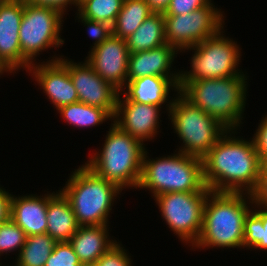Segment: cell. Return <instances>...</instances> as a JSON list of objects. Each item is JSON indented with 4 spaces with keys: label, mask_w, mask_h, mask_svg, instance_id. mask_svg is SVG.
I'll return each instance as SVG.
<instances>
[{
    "label": "cell",
    "mask_w": 267,
    "mask_h": 266,
    "mask_svg": "<svg viewBox=\"0 0 267 266\" xmlns=\"http://www.w3.org/2000/svg\"><path fill=\"white\" fill-rule=\"evenodd\" d=\"M238 133L227 130L202 158L204 182L211 191L251 194L257 187L262 160L252 138Z\"/></svg>",
    "instance_id": "6da1fadb"
},
{
    "label": "cell",
    "mask_w": 267,
    "mask_h": 266,
    "mask_svg": "<svg viewBox=\"0 0 267 266\" xmlns=\"http://www.w3.org/2000/svg\"><path fill=\"white\" fill-rule=\"evenodd\" d=\"M253 205L249 193L210 191L204 206L201 233L190 250H242L244 221Z\"/></svg>",
    "instance_id": "7a4b0ae2"
},
{
    "label": "cell",
    "mask_w": 267,
    "mask_h": 266,
    "mask_svg": "<svg viewBox=\"0 0 267 266\" xmlns=\"http://www.w3.org/2000/svg\"><path fill=\"white\" fill-rule=\"evenodd\" d=\"M247 75L242 73L232 77L189 81L180 93L228 130L241 131L248 104L250 79Z\"/></svg>",
    "instance_id": "3957f363"
},
{
    "label": "cell",
    "mask_w": 267,
    "mask_h": 266,
    "mask_svg": "<svg viewBox=\"0 0 267 266\" xmlns=\"http://www.w3.org/2000/svg\"><path fill=\"white\" fill-rule=\"evenodd\" d=\"M106 131L100 149L89 154L84 164L97 176L113 182L121 190L137 189L141 178L142 159L145 149L139 140L121 130L113 122Z\"/></svg>",
    "instance_id": "277c9868"
},
{
    "label": "cell",
    "mask_w": 267,
    "mask_h": 266,
    "mask_svg": "<svg viewBox=\"0 0 267 266\" xmlns=\"http://www.w3.org/2000/svg\"><path fill=\"white\" fill-rule=\"evenodd\" d=\"M69 175L59 190L70 202L78 225H109L110 213L123 190L97 176L84 163Z\"/></svg>",
    "instance_id": "5b68a950"
},
{
    "label": "cell",
    "mask_w": 267,
    "mask_h": 266,
    "mask_svg": "<svg viewBox=\"0 0 267 266\" xmlns=\"http://www.w3.org/2000/svg\"><path fill=\"white\" fill-rule=\"evenodd\" d=\"M147 151L143 154L138 191L147 190L152 198L169 192L211 191L204 182L202 159L176 150L153 159Z\"/></svg>",
    "instance_id": "8992f818"
},
{
    "label": "cell",
    "mask_w": 267,
    "mask_h": 266,
    "mask_svg": "<svg viewBox=\"0 0 267 266\" xmlns=\"http://www.w3.org/2000/svg\"><path fill=\"white\" fill-rule=\"evenodd\" d=\"M172 133L180 143L176 151L202 159L218 140L227 132L219 121L194 106L180 92L173 99L168 111Z\"/></svg>",
    "instance_id": "52a82bcc"
},
{
    "label": "cell",
    "mask_w": 267,
    "mask_h": 266,
    "mask_svg": "<svg viewBox=\"0 0 267 266\" xmlns=\"http://www.w3.org/2000/svg\"><path fill=\"white\" fill-rule=\"evenodd\" d=\"M225 27L216 35L197 45L184 49L182 53L192 51L189 71L180 69L179 91L189 82L201 79H217L237 76L243 71L241 64L242 47L234 38L226 36ZM246 71V72H245Z\"/></svg>",
    "instance_id": "ba28073f"
},
{
    "label": "cell",
    "mask_w": 267,
    "mask_h": 266,
    "mask_svg": "<svg viewBox=\"0 0 267 266\" xmlns=\"http://www.w3.org/2000/svg\"><path fill=\"white\" fill-rule=\"evenodd\" d=\"M64 19L66 16L55 8L24 2L19 41L22 56L31 65L41 62L37 58L40 54L50 49L58 51L64 45L65 39L61 37Z\"/></svg>",
    "instance_id": "9c48e42d"
},
{
    "label": "cell",
    "mask_w": 267,
    "mask_h": 266,
    "mask_svg": "<svg viewBox=\"0 0 267 266\" xmlns=\"http://www.w3.org/2000/svg\"><path fill=\"white\" fill-rule=\"evenodd\" d=\"M209 192H169L154 197L164 224L191 248L199 238Z\"/></svg>",
    "instance_id": "30bf717a"
},
{
    "label": "cell",
    "mask_w": 267,
    "mask_h": 266,
    "mask_svg": "<svg viewBox=\"0 0 267 266\" xmlns=\"http://www.w3.org/2000/svg\"><path fill=\"white\" fill-rule=\"evenodd\" d=\"M214 1L188 14L164 16L168 44L180 53L216 35L225 26L226 15ZM225 15V16H224Z\"/></svg>",
    "instance_id": "8fae6325"
},
{
    "label": "cell",
    "mask_w": 267,
    "mask_h": 266,
    "mask_svg": "<svg viewBox=\"0 0 267 266\" xmlns=\"http://www.w3.org/2000/svg\"><path fill=\"white\" fill-rule=\"evenodd\" d=\"M53 54L42 62L32 64L27 73L57 111L78 102V95L69 74V57Z\"/></svg>",
    "instance_id": "7c38bea8"
},
{
    "label": "cell",
    "mask_w": 267,
    "mask_h": 266,
    "mask_svg": "<svg viewBox=\"0 0 267 266\" xmlns=\"http://www.w3.org/2000/svg\"><path fill=\"white\" fill-rule=\"evenodd\" d=\"M161 111L159 106L136 103L119 93L113 123L146 146V142H154V138L161 133L160 117L163 112L166 113Z\"/></svg>",
    "instance_id": "4fadbf2b"
},
{
    "label": "cell",
    "mask_w": 267,
    "mask_h": 266,
    "mask_svg": "<svg viewBox=\"0 0 267 266\" xmlns=\"http://www.w3.org/2000/svg\"><path fill=\"white\" fill-rule=\"evenodd\" d=\"M69 74L78 95V101L105 109L114 117L120 91L104 81L86 62L69 58Z\"/></svg>",
    "instance_id": "5bb4252c"
},
{
    "label": "cell",
    "mask_w": 267,
    "mask_h": 266,
    "mask_svg": "<svg viewBox=\"0 0 267 266\" xmlns=\"http://www.w3.org/2000/svg\"><path fill=\"white\" fill-rule=\"evenodd\" d=\"M129 55L126 40L111 34L89 50L85 60L104 81L121 91L127 82Z\"/></svg>",
    "instance_id": "9a60e30c"
},
{
    "label": "cell",
    "mask_w": 267,
    "mask_h": 266,
    "mask_svg": "<svg viewBox=\"0 0 267 266\" xmlns=\"http://www.w3.org/2000/svg\"><path fill=\"white\" fill-rule=\"evenodd\" d=\"M23 13V0L0 3V61L14 76L31 66L22 56L19 41Z\"/></svg>",
    "instance_id": "2e32d148"
},
{
    "label": "cell",
    "mask_w": 267,
    "mask_h": 266,
    "mask_svg": "<svg viewBox=\"0 0 267 266\" xmlns=\"http://www.w3.org/2000/svg\"><path fill=\"white\" fill-rule=\"evenodd\" d=\"M179 82L180 77L145 76L127 81L120 93L127 100L159 106L168 114L174 96L180 92Z\"/></svg>",
    "instance_id": "e0dca14e"
},
{
    "label": "cell",
    "mask_w": 267,
    "mask_h": 266,
    "mask_svg": "<svg viewBox=\"0 0 267 266\" xmlns=\"http://www.w3.org/2000/svg\"><path fill=\"white\" fill-rule=\"evenodd\" d=\"M178 54L181 53L168 43L130 54L127 81L145 76L180 77V70L174 66Z\"/></svg>",
    "instance_id": "ac0fdd59"
},
{
    "label": "cell",
    "mask_w": 267,
    "mask_h": 266,
    "mask_svg": "<svg viewBox=\"0 0 267 266\" xmlns=\"http://www.w3.org/2000/svg\"><path fill=\"white\" fill-rule=\"evenodd\" d=\"M54 192L44 190L45 194L40 195L12 193L10 219L25 232L26 236L46 234L48 198Z\"/></svg>",
    "instance_id": "d6986e66"
},
{
    "label": "cell",
    "mask_w": 267,
    "mask_h": 266,
    "mask_svg": "<svg viewBox=\"0 0 267 266\" xmlns=\"http://www.w3.org/2000/svg\"><path fill=\"white\" fill-rule=\"evenodd\" d=\"M109 226H79L69 240L83 266L93 265L118 242L110 236Z\"/></svg>",
    "instance_id": "ffe728a7"
},
{
    "label": "cell",
    "mask_w": 267,
    "mask_h": 266,
    "mask_svg": "<svg viewBox=\"0 0 267 266\" xmlns=\"http://www.w3.org/2000/svg\"><path fill=\"white\" fill-rule=\"evenodd\" d=\"M46 233L57 242L69 241L79 225L68 199L60 190L48 198Z\"/></svg>",
    "instance_id": "44dd1931"
},
{
    "label": "cell",
    "mask_w": 267,
    "mask_h": 266,
    "mask_svg": "<svg viewBox=\"0 0 267 266\" xmlns=\"http://www.w3.org/2000/svg\"><path fill=\"white\" fill-rule=\"evenodd\" d=\"M126 40L130 54L147 51L167 43L164 14L153 12Z\"/></svg>",
    "instance_id": "7402d4cb"
},
{
    "label": "cell",
    "mask_w": 267,
    "mask_h": 266,
    "mask_svg": "<svg viewBox=\"0 0 267 266\" xmlns=\"http://www.w3.org/2000/svg\"><path fill=\"white\" fill-rule=\"evenodd\" d=\"M56 112L67 125L69 124L68 126H73V129L75 127L84 130V128L101 126L107 121L113 122V117L105 109L79 101L63 106Z\"/></svg>",
    "instance_id": "603a6c76"
},
{
    "label": "cell",
    "mask_w": 267,
    "mask_h": 266,
    "mask_svg": "<svg viewBox=\"0 0 267 266\" xmlns=\"http://www.w3.org/2000/svg\"><path fill=\"white\" fill-rule=\"evenodd\" d=\"M153 13L145 0H124L112 26V34L127 39Z\"/></svg>",
    "instance_id": "cb8c5ba5"
},
{
    "label": "cell",
    "mask_w": 267,
    "mask_h": 266,
    "mask_svg": "<svg viewBox=\"0 0 267 266\" xmlns=\"http://www.w3.org/2000/svg\"><path fill=\"white\" fill-rule=\"evenodd\" d=\"M57 241L46 234L30 235L10 266H45ZM14 264V265H13Z\"/></svg>",
    "instance_id": "d4e9b609"
},
{
    "label": "cell",
    "mask_w": 267,
    "mask_h": 266,
    "mask_svg": "<svg viewBox=\"0 0 267 266\" xmlns=\"http://www.w3.org/2000/svg\"><path fill=\"white\" fill-rule=\"evenodd\" d=\"M267 251V208L254 204L245 217L243 249Z\"/></svg>",
    "instance_id": "484cf974"
},
{
    "label": "cell",
    "mask_w": 267,
    "mask_h": 266,
    "mask_svg": "<svg viewBox=\"0 0 267 266\" xmlns=\"http://www.w3.org/2000/svg\"><path fill=\"white\" fill-rule=\"evenodd\" d=\"M123 2L124 0H84L76 11L86 19L113 26Z\"/></svg>",
    "instance_id": "4316f807"
},
{
    "label": "cell",
    "mask_w": 267,
    "mask_h": 266,
    "mask_svg": "<svg viewBox=\"0 0 267 266\" xmlns=\"http://www.w3.org/2000/svg\"><path fill=\"white\" fill-rule=\"evenodd\" d=\"M26 237L25 232L13 220L0 224V266L3 264L2 256H9L11 252L18 256Z\"/></svg>",
    "instance_id": "83f0119b"
},
{
    "label": "cell",
    "mask_w": 267,
    "mask_h": 266,
    "mask_svg": "<svg viewBox=\"0 0 267 266\" xmlns=\"http://www.w3.org/2000/svg\"><path fill=\"white\" fill-rule=\"evenodd\" d=\"M45 266H83L69 241L57 242Z\"/></svg>",
    "instance_id": "f1b7e54d"
},
{
    "label": "cell",
    "mask_w": 267,
    "mask_h": 266,
    "mask_svg": "<svg viewBox=\"0 0 267 266\" xmlns=\"http://www.w3.org/2000/svg\"><path fill=\"white\" fill-rule=\"evenodd\" d=\"M75 18L78 23L80 22L87 29L86 33L89 38L93 39L90 50L102 44L112 34V26L107 23L86 19L77 11L75 12Z\"/></svg>",
    "instance_id": "f546056e"
},
{
    "label": "cell",
    "mask_w": 267,
    "mask_h": 266,
    "mask_svg": "<svg viewBox=\"0 0 267 266\" xmlns=\"http://www.w3.org/2000/svg\"><path fill=\"white\" fill-rule=\"evenodd\" d=\"M129 250L124 248L121 241L111 247L98 261L90 266H133Z\"/></svg>",
    "instance_id": "4dcf8cb0"
},
{
    "label": "cell",
    "mask_w": 267,
    "mask_h": 266,
    "mask_svg": "<svg viewBox=\"0 0 267 266\" xmlns=\"http://www.w3.org/2000/svg\"><path fill=\"white\" fill-rule=\"evenodd\" d=\"M213 0H171L164 16L182 15L210 4Z\"/></svg>",
    "instance_id": "1f68e13d"
},
{
    "label": "cell",
    "mask_w": 267,
    "mask_h": 266,
    "mask_svg": "<svg viewBox=\"0 0 267 266\" xmlns=\"http://www.w3.org/2000/svg\"><path fill=\"white\" fill-rule=\"evenodd\" d=\"M262 116L257 129L253 132V137H251L261 160L267 156V113Z\"/></svg>",
    "instance_id": "d6a6232c"
},
{
    "label": "cell",
    "mask_w": 267,
    "mask_h": 266,
    "mask_svg": "<svg viewBox=\"0 0 267 266\" xmlns=\"http://www.w3.org/2000/svg\"><path fill=\"white\" fill-rule=\"evenodd\" d=\"M25 3L37 6H48L59 10L62 14L69 15L70 8L77 9L76 0H23ZM73 6V7H72Z\"/></svg>",
    "instance_id": "836d02e7"
},
{
    "label": "cell",
    "mask_w": 267,
    "mask_h": 266,
    "mask_svg": "<svg viewBox=\"0 0 267 266\" xmlns=\"http://www.w3.org/2000/svg\"><path fill=\"white\" fill-rule=\"evenodd\" d=\"M251 196L254 204L267 208V170H260L257 187Z\"/></svg>",
    "instance_id": "e575fe53"
},
{
    "label": "cell",
    "mask_w": 267,
    "mask_h": 266,
    "mask_svg": "<svg viewBox=\"0 0 267 266\" xmlns=\"http://www.w3.org/2000/svg\"><path fill=\"white\" fill-rule=\"evenodd\" d=\"M10 190L3 188L0 184V224L8 221L11 214V198L12 193Z\"/></svg>",
    "instance_id": "d590c367"
},
{
    "label": "cell",
    "mask_w": 267,
    "mask_h": 266,
    "mask_svg": "<svg viewBox=\"0 0 267 266\" xmlns=\"http://www.w3.org/2000/svg\"><path fill=\"white\" fill-rule=\"evenodd\" d=\"M153 12L164 13L171 0H145Z\"/></svg>",
    "instance_id": "8d00e7d4"
},
{
    "label": "cell",
    "mask_w": 267,
    "mask_h": 266,
    "mask_svg": "<svg viewBox=\"0 0 267 266\" xmlns=\"http://www.w3.org/2000/svg\"><path fill=\"white\" fill-rule=\"evenodd\" d=\"M7 74V76H9V74L10 75H13L4 65H3V63L0 61V77L1 76H3L4 74ZM3 74V75H2Z\"/></svg>",
    "instance_id": "74e56055"
},
{
    "label": "cell",
    "mask_w": 267,
    "mask_h": 266,
    "mask_svg": "<svg viewBox=\"0 0 267 266\" xmlns=\"http://www.w3.org/2000/svg\"><path fill=\"white\" fill-rule=\"evenodd\" d=\"M260 170H267V156L262 160V166Z\"/></svg>",
    "instance_id": "f35d334b"
},
{
    "label": "cell",
    "mask_w": 267,
    "mask_h": 266,
    "mask_svg": "<svg viewBox=\"0 0 267 266\" xmlns=\"http://www.w3.org/2000/svg\"><path fill=\"white\" fill-rule=\"evenodd\" d=\"M76 1H77V9H78L79 4L84 0H76Z\"/></svg>",
    "instance_id": "ab89813d"
},
{
    "label": "cell",
    "mask_w": 267,
    "mask_h": 266,
    "mask_svg": "<svg viewBox=\"0 0 267 266\" xmlns=\"http://www.w3.org/2000/svg\"><path fill=\"white\" fill-rule=\"evenodd\" d=\"M10 1H13V0H0V3H2V2H10Z\"/></svg>",
    "instance_id": "60d3db41"
}]
</instances>
